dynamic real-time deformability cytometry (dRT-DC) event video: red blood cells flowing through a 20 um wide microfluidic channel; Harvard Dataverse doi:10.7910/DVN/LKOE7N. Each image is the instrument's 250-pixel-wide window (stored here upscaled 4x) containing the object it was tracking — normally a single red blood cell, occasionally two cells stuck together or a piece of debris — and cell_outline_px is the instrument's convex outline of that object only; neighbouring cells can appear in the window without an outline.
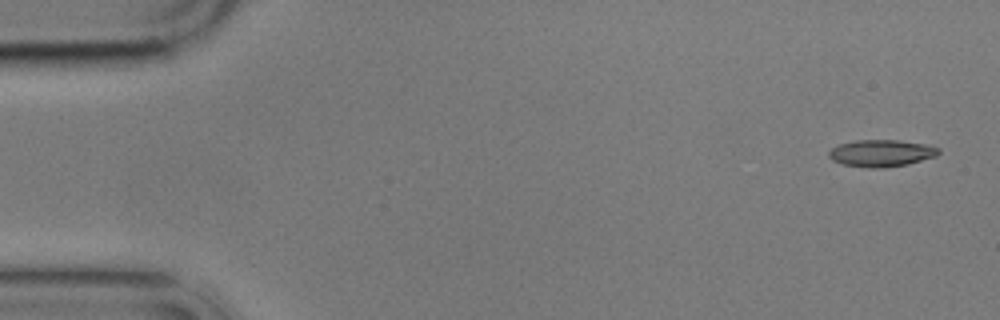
{"species": "common noctule bat (a hibernating species)", "species_latin": "Nyctalus noctula", "temperature_condition": "cold", "stored_images_in_passage": 5, "camera_frame_rate_fps": 3000, "um_per_image_px": 0.085, "animal": {"sex": "male", "body_mass_g": 17.9}, "frame": {"image": 1, "passage_image": 1, "time_ms": 0.0, "image_size_px": [1000, 320], "cell_outline_px": [[940, 152], [936, 156], [908, 164], [884, 168], [868, 168], [844, 164], [832, 160], [828, 156], [828, 152], [832, 148], [840, 144], [856, 140], [896, 140], [924, 144], [940, 148]], "centroid_in_image_um": [74.91, 13.02], "position_along_channel_um": 10.1, "area_um2": 17.17}}
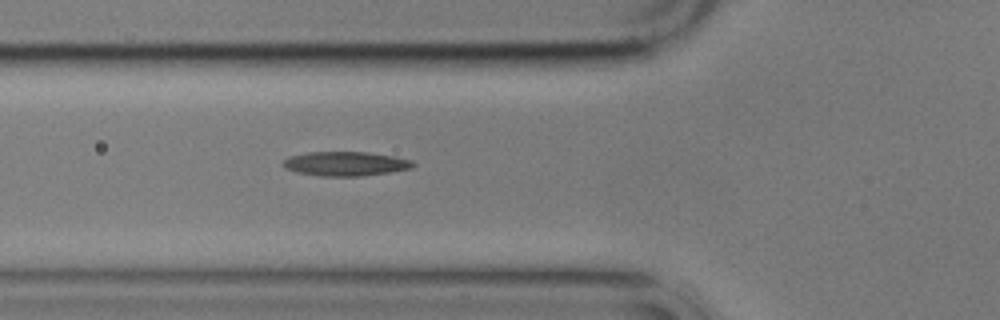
{"frame": {"image": 2, "passage_image": 5, "time_ms": 6.0, "image_size_px": [1000, 320], "cell_outline_px": [[416, 164], [412, 168], [392, 172], [360, 176], [320, 176], [296, 172], [280, 164], [288, 156], [308, 152], [368, 152], [392, 156], [412, 160]], "centroid_in_image_um": [29.38, 13.92], "position_along_channel_um": 96.4, "area_um2": 18.44}}